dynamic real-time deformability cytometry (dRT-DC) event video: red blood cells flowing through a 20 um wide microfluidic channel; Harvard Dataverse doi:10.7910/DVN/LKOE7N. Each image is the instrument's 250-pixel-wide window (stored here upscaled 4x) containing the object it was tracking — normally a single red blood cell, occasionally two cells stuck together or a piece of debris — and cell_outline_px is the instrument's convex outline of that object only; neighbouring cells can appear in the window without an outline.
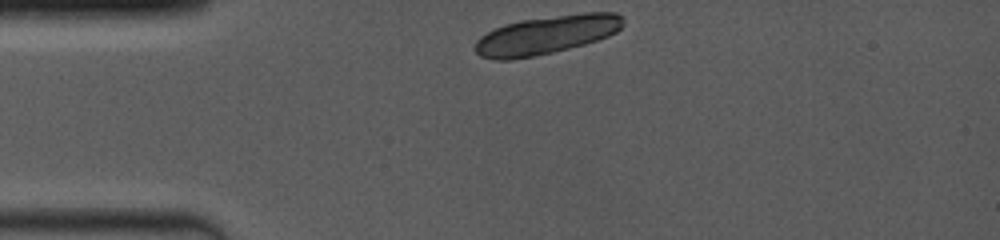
{"species": "common noctule bat (a hibernating species)", "species_latin": "Nyctalus noctula", "temperature_condition": "room temperature", "stored_images_in_passage": 3, "camera_frame_rate_fps": 4000, "um_per_image_px": 0.085, "animal": {"sex": "female", "body_mass_g": 19.0, "forearm_length_mm": 53.3}, "frame": {"image": 1, "passage_image": 1, "time_ms": 0.0, "image_size_px": [1000, 240], "cell_outline_px": [[624, 24], [616, 32], [608, 36], [584, 44], [552, 52], [512, 60], [492, 60], [480, 56], [476, 52], [476, 40], [480, 36], [504, 24], [520, 20], [584, 12], [616, 12], [624, 16]], "centroid_in_image_um": [46.46, 2.95], "position_along_channel_um": 38.5, "area_um2": 33.23}}